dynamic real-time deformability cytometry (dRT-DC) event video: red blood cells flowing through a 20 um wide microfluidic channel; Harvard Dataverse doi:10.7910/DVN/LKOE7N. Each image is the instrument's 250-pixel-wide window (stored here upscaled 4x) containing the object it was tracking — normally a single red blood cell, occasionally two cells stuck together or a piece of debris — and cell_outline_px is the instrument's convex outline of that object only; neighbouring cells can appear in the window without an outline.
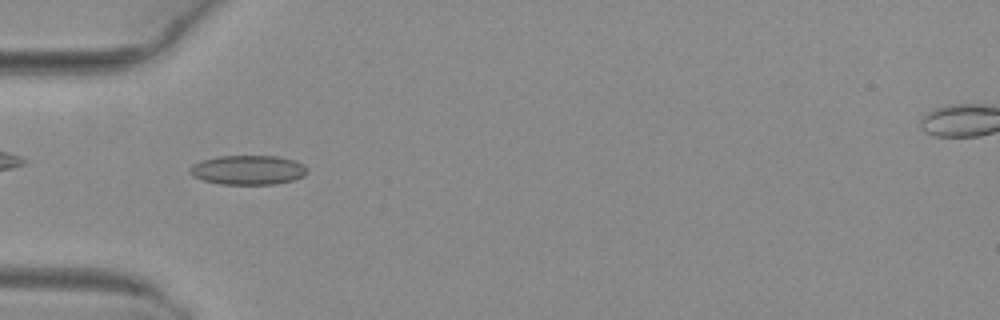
{"species": "common noctule bat (a hibernating species)", "species_latin": "Nyctalus noctula", "temperature_condition": "warm", "stored_images_in_passage": 37, "camera_frame_rate_fps": 3000, "um_per_image_px": 0.085, "animal": {"sex": "female", "body_mass_g": 29.2, "forearm_length_mm": 56.3}, "frame": {"image": 1, "passage_image": 3, "time_ms": 0.667, "image_size_px": [1000, 320], "cell_outline_px": [[308, 172], [304, 176], [292, 180], [276, 184], [220, 184], [204, 180], [192, 176], [188, 172], [188, 168], [192, 164], [200, 160], [220, 156], [276, 156], [296, 160], [304, 164], [308, 168]], "centroid_in_image_um": [21.08, 14.44], "position_along_channel_um": 63.9, "area_um2": 20.35}}
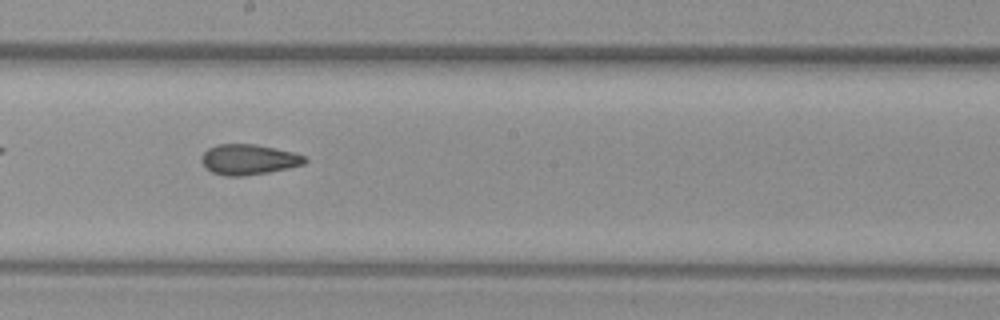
{"frame": {"image": 2, "passage_image": 15, "time_ms": 4.667, "image_size_px": [1000, 320], "cell_outline_px": [[308, 160], [304, 164], [288, 168], [268, 172], [244, 176], [224, 176], [212, 172], [200, 160], [200, 156], [208, 148], [220, 144], [256, 144], [292, 152], [304, 156]], "centroid_in_image_um": [21.12, 13.56], "position_along_channel_um": 227.1, "area_um2": 18.21}}
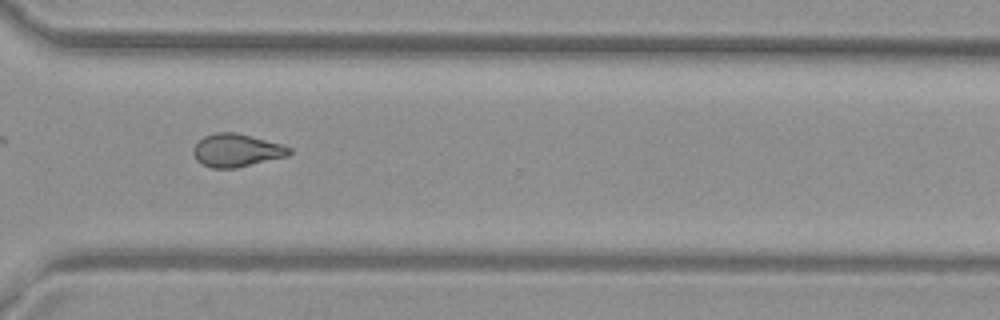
{"frame": {"image": 3, "passage_image": 24, "time_ms": 7.667, "image_size_px": [1000, 320], "cell_outline_px": [[292, 152], [288, 156], [236, 168], [212, 168], [196, 160], [192, 152], [192, 148], [204, 136], [216, 132], [236, 132], [284, 144], [292, 148]], "centroid_in_image_um": [20.14, 12.77], "position_along_channel_um": 350.5, "area_um2": 18.61}, "authors_computed_cell_mechanics": {"area_um2": 18.496, "velocity_mm_per_s": 4.1137, "shape_relaxation_time_tau1_ms": null, "shape_relaxation_time_tau2_ms": 1.7878, "deformation_change_tau1": null, "deformation_change_tau2": 0.0832}}